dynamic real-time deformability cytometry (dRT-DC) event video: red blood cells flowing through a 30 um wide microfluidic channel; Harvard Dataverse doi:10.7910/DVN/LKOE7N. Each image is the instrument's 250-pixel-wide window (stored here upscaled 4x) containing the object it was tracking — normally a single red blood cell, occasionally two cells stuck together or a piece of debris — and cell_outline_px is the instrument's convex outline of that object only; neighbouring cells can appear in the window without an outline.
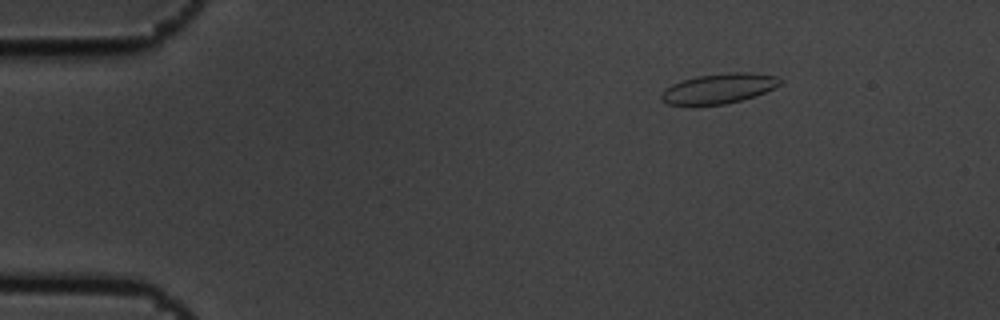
{"species": "common noctule bat (a hibernating species)", "species_latin": "Nyctalus noctula", "temperature_condition": "cold", "stored_images_in_passage": 3, "camera_frame_rate_fps": 3000, "um_per_image_px": 0.085, "animal": {"sex": "male", "body_mass_g": 19.5, "forearm_length_mm": 54.6}, "frame": {"image": 1, "passage_image": 1, "time_ms": 0.0, "image_size_px": [1000, 320], "cell_outline_px": [[784, 80], [780, 84], [764, 92], [740, 100], [724, 104], [668, 104], [660, 100], [660, 96], [664, 88], [680, 80], [696, 76], [728, 72], [748, 72], [776, 76]], "centroid_in_image_um": [61.06, 7.5], "position_along_channel_um": 23.9, "area_um2": 20.58}}